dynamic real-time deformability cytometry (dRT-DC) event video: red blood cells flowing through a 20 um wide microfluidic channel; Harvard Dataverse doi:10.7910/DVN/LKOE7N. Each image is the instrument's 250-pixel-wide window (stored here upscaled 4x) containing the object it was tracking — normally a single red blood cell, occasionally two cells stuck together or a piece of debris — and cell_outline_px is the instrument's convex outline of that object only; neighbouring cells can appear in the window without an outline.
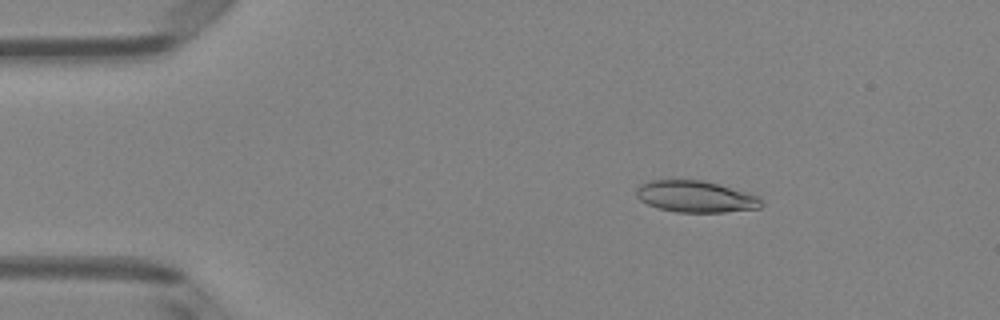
{"species": "Egyptian fruit bat (a non-hibernating species)", "species_latin": "Rousettus aegyptiacus", "temperature_condition": "room temperature", "stored_images_in_passage": 46, "camera_frame_rate_fps": 3000, "um_per_image_px": 0.085, "animal": {"sex": "female"}, "frame": {"image": 1, "passage_image": 4, "time_ms": 1.0, "image_size_px": [1000, 320], "cell_outline_px": [[764, 204], [760, 208], [724, 212], [676, 212], [660, 208], [648, 204], [640, 200], [636, 196], [636, 188], [640, 184], [652, 180], [700, 180], [748, 192], [760, 196], [764, 200]], "centroid_in_image_um": [59.17, 16.71], "position_along_channel_um": 25.8, "area_um2": 23.0}}
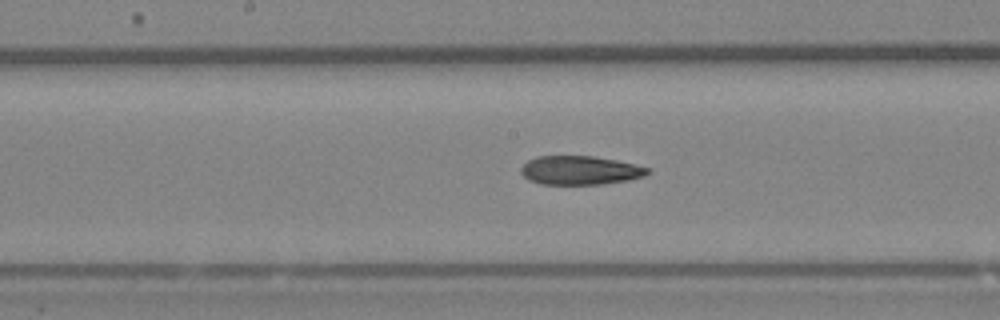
{"frame": {"image": 2, "passage_image": 22, "time_ms": 7.0, "image_size_px": [1000, 320], "cell_outline_px": [[652, 172], [644, 176], [628, 180], [604, 184], [540, 184], [528, 180], [520, 172], [520, 168], [528, 160], [536, 156], [592, 156], [616, 160], [652, 168]], "centroid_in_image_um": [49.32, 14.48], "position_along_channel_um": 198.9, "area_um2": 21.44}}
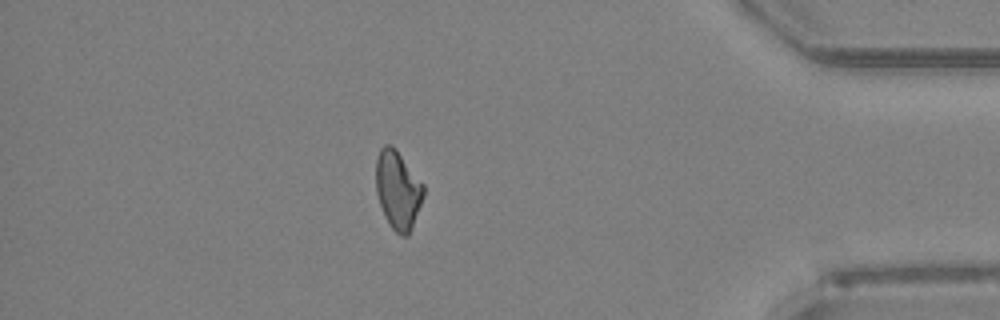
{"frame": {"image": 3, "passage_image": 40, "time_ms": 13.0, "image_size_px": [1000, 320], "cell_outline_px": [[424, 196], [408, 236], [400, 236], [388, 224], [384, 216], [376, 192], [376, 156], [380, 148], [384, 144], [392, 144], [396, 148], [424, 184]], "centroid_in_image_um": [33.81, 16.11], "position_along_channel_um": 401.4, "area_um2": 21.96}, "authors_computed_cell_mechanics": {"area_um2": 22.0796, "velocity_mm_per_s": 4.0206, "shape_relaxation_time_tau1_ms": null, "shape_relaxation_time_tau2_ms": 7.6654, "deformation_change_tau1": null, "deformation_change_tau2": 0.1606}}